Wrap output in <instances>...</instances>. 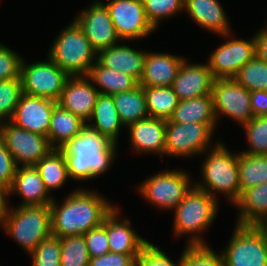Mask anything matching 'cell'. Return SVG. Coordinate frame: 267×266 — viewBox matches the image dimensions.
Returning a JSON list of instances; mask_svg holds the SVG:
<instances>
[{"mask_svg":"<svg viewBox=\"0 0 267 266\" xmlns=\"http://www.w3.org/2000/svg\"><path fill=\"white\" fill-rule=\"evenodd\" d=\"M87 77L99 93L106 95L126 92L134 89L138 85V82L133 77L122 71L108 69L98 61L89 70Z\"/></svg>","mask_w":267,"mask_h":266,"instance_id":"obj_29","label":"cell"},{"mask_svg":"<svg viewBox=\"0 0 267 266\" xmlns=\"http://www.w3.org/2000/svg\"><path fill=\"white\" fill-rule=\"evenodd\" d=\"M86 124L80 117L67 111L58 103L54 106L48 131V140L53 149H61L77 136Z\"/></svg>","mask_w":267,"mask_h":266,"instance_id":"obj_28","label":"cell"},{"mask_svg":"<svg viewBox=\"0 0 267 266\" xmlns=\"http://www.w3.org/2000/svg\"><path fill=\"white\" fill-rule=\"evenodd\" d=\"M60 266H89L90 256L83 235L59 238Z\"/></svg>","mask_w":267,"mask_h":266,"instance_id":"obj_34","label":"cell"},{"mask_svg":"<svg viewBox=\"0 0 267 266\" xmlns=\"http://www.w3.org/2000/svg\"><path fill=\"white\" fill-rule=\"evenodd\" d=\"M234 79L248 91H267V63L256 55L247 62Z\"/></svg>","mask_w":267,"mask_h":266,"instance_id":"obj_35","label":"cell"},{"mask_svg":"<svg viewBox=\"0 0 267 266\" xmlns=\"http://www.w3.org/2000/svg\"><path fill=\"white\" fill-rule=\"evenodd\" d=\"M35 167L50 194L53 189L63 187L69 179L66 158L61 149H52Z\"/></svg>","mask_w":267,"mask_h":266,"instance_id":"obj_31","label":"cell"},{"mask_svg":"<svg viewBox=\"0 0 267 266\" xmlns=\"http://www.w3.org/2000/svg\"><path fill=\"white\" fill-rule=\"evenodd\" d=\"M189 177V174L182 169L163 170L139 184L138 190L151 205L171 211L194 185Z\"/></svg>","mask_w":267,"mask_h":266,"instance_id":"obj_7","label":"cell"},{"mask_svg":"<svg viewBox=\"0 0 267 266\" xmlns=\"http://www.w3.org/2000/svg\"><path fill=\"white\" fill-rule=\"evenodd\" d=\"M46 61L27 63L22 60L20 79L23 93L58 101L70 77L47 56Z\"/></svg>","mask_w":267,"mask_h":266,"instance_id":"obj_9","label":"cell"},{"mask_svg":"<svg viewBox=\"0 0 267 266\" xmlns=\"http://www.w3.org/2000/svg\"><path fill=\"white\" fill-rule=\"evenodd\" d=\"M73 21L97 53L121 41L111 21L108 8L101 0L93 1Z\"/></svg>","mask_w":267,"mask_h":266,"instance_id":"obj_15","label":"cell"},{"mask_svg":"<svg viewBox=\"0 0 267 266\" xmlns=\"http://www.w3.org/2000/svg\"><path fill=\"white\" fill-rule=\"evenodd\" d=\"M87 124L118 144L121 128L125 127L120 120L112 95L99 94Z\"/></svg>","mask_w":267,"mask_h":266,"instance_id":"obj_27","label":"cell"},{"mask_svg":"<svg viewBox=\"0 0 267 266\" xmlns=\"http://www.w3.org/2000/svg\"><path fill=\"white\" fill-rule=\"evenodd\" d=\"M22 55L0 43V80L20 78Z\"/></svg>","mask_w":267,"mask_h":266,"instance_id":"obj_42","label":"cell"},{"mask_svg":"<svg viewBox=\"0 0 267 266\" xmlns=\"http://www.w3.org/2000/svg\"><path fill=\"white\" fill-rule=\"evenodd\" d=\"M203 155L202 181L194 184L216 200L217 193L224 194L234 205L240 197L238 152H230L223 141L218 140Z\"/></svg>","mask_w":267,"mask_h":266,"instance_id":"obj_3","label":"cell"},{"mask_svg":"<svg viewBox=\"0 0 267 266\" xmlns=\"http://www.w3.org/2000/svg\"><path fill=\"white\" fill-rule=\"evenodd\" d=\"M22 94L20 78L0 80V123L11 121Z\"/></svg>","mask_w":267,"mask_h":266,"instance_id":"obj_37","label":"cell"},{"mask_svg":"<svg viewBox=\"0 0 267 266\" xmlns=\"http://www.w3.org/2000/svg\"><path fill=\"white\" fill-rule=\"evenodd\" d=\"M0 227L30 254L40 242L52 236L50 207L11 206L2 218Z\"/></svg>","mask_w":267,"mask_h":266,"instance_id":"obj_5","label":"cell"},{"mask_svg":"<svg viewBox=\"0 0 267 266\" xmlns=\"http://www.w3.org/2000/svg\"><path fill=\"white\" fill-rule=\"evenodd\" d=\"M99 94L87 76H70L57 103L87 123Z\"/></svg>","mask_w":267,"mask_h":266,"instance_id":"obj_17","label":"cell"},{"mask_svg":"<svg viewBox=\"0 0 267 266\" xmlns=\"http://www.w3.org/2000/svg\"><path fill=\"white\" fill-rule=\"evenodd\" d=\"M138 256L108 252L102 256L90 258L89 266H136Z\"/></svg>","mask_w":267,"mask_h":266,"instance_id":"obj_45","label":"cell"},{"mask_svg":"<svg viewBox=\"0 0 267 266\" xmlns=\"http://www.w3.org/2000/svg\"><path fill=\"white\" fill-rule=\"evenodd\" d=\"M218 200L195 184L174 209V236H188V246L208 245L201 234L208 230L218 215Z\"/></svg>","mask_w":267,"mask_h":266,"instance_id":"obj_4","label":"cell"},{"mask_svg":"<svg viewBox=\"0 0 267 266\" xmlns=\"http://www.w3.org/2000/svg\"><path fill=\"white\" fill-rule=\"evenodd\" d=\"M183 56L146 52L143 75L138 84L142 87L171 86L184 61Z\"/></svg>","mask_w":267,"mask_h":266,"instance_id":"obj_22","label":"cell"},{"mask_svg":"<svg viewBox=\"0 0 267 266\" xmlns=\"http://www.w3.org/2000/svg\"><path fill=\"white\" fill-rule=\"evenodd\" d=\"M61 245L57 237L40 242L29 254L32 259V266H60Z\"/></svg>","mask_w":267,"mask_h":266,"instance_id":"obj_40","label":"cell"},{"mask_svg":"<svg viewBox=\"0 0 267 266\" xmlns=\"http://www.w3.org/2000/svg\"><path fill=\"white\" fill-rule=\"evenodd\" d=\"M56 104V101L23 93L11 122L27 131L47 136Z\"/></svg>","mask_w":267,"mask_h":266,"instance_id":"obj_16","label":"cell"},{"mask_svg":"<svg viewBox=\"0 0 267 266\" xmlns=\"http://www.w3.org/2000/svg\"><path fill=\"white\" fill-rule=\"evenodd\" d=\"M211 94L217 124L221 115L230 117L241 126L254 117L251 111L250 91L234 78L215 79Z\"/></svg>","mask_w":267,"mask_h":266,"instance_id":"obj_13","label":"cell"},{"mask_svg":"<svg viewBox=\"0 0 267 266\" xmlns=\"http://www.w3.org/2000/svg\"><path fill=\"white\" fill-rule=\"evenodd\" d=\"M149 117L169 120L179 99L171 86L143 87Z\"/></svg>","mask_w":267,"mask_h":266,"instance_id":"obj_32","label":"cell"},{"mask_svg":"<svg viewBox=\"0 0 267 266\" xmlns=\"http://www.w3.org/2000/svg\"><path fill=\"white\" fill-rule=\"evenodd\" d=\"M117 147L107 136L86 123L80 133L61 148L69 178L87 181L100 177L112 166Z\"/></svg>","mask_w":267,"mask_h":266,"instance_id":"obj_2","label":"cell"},{"mask_svg":"<svg viewBox=\"0 0 267 266\" xmlns=\"http://www.w3.org/2000/svg\"><path fill=\"white\" fill-rule=\"evenodd\" d=\"M182 252V266H224L223 256L209 245L185 246Z\"/></svg>","mask_w":267,"mask_h":266,"instance_id":"obj_39","label":"cell"},{"mask_svg":"<svg viewBox=\"0 0 267 266\" xmlns=\"http://www.w3.org/2000/svg\"><path fill=\"white\" fill-rule=\"evenodd\" d=\"M251 111L253 116L267 115V91L254 90L250 92Z\"/></svg>","mask_w":267,"mask_h":266,"instance_id":"obj_46","label":"cell"},{"mask_svg":"<svg viewBox=\"0 0 267 266\" xmlns=\"http://www.w3.org/2000/svg\"><path fill=\"white\" fill-rule=\"evenodd\" d=\"M240 194L267 182V155L238 153Z\"/></svg>","mask_w":267,"mask_h":266,"instance_id":"obj_33","label":"cell"},{"mask_svg":"<svg viewBox=\"0 0 267 266\" xmlns=\"http://www.w3.org/2000/svg\"><path fill=\"white\" fill-rule=\"evenodd\" d=\"M264 233L267 242V222L258 226Z\"/></svg>","mask_w":267,"mask_h":266,"instance_id":"obj_49","label":"cell"},{"mask_svg":"<svg viewBox=\"0 0 267 266\" xmlns=\"http://www.w3.org/2000/svg\"><path fill=\"white\" fill-rule=\"evenodd\" d=\"M50 203L51 233L57 238L77 236L100 226L115 205L94 190L79 188L70 192L61 205Z\"/></svg>","mask_w":267,"mask_h":266,"instance_id":"obj_1","label":"cell"},{"mask_svg":"<svg viewBox=\"0 0 267 266\" xmlns=\"http://www.w3.org/2000/svg\"><path fill=\"white\" fill-rule=\"evenodd\" d=\"M90 258L110 252L107 239V216L103 223L83 234Z\"/></svg>","mask_w":267,"mask_h":266,"instance_id":"obj_41","label":"cell"},{"mask_svg":"<svg viewBox=\"0 0 267 266\" xmlns=\"http://www.w3.org/2000/svg\"><path fill=\"white\" fill-rule=\"evenodd\" d=\"M136 266H182V254L176 263L163 250L149 242L136 259Z\"/></svg>","mask_w":267,"mask_h":266,"instance_id":"obj_43","label":"cell"},{"mask_svg":"<svg viewBox=\"0 0 267 266\" xmlns=\"http://www.w3.org/2000/svg\"><path fill=\"white\" fill-rule=\"evenodd\" d=\"M47 56L69 76H87L97 61V52L74 21L57 35Z\"/></svg>","mask_w":267,"mask_h":266,"instance_id":"obj_6","label":"cell"},{"mask_svg":"<svg viewBox=\"0 0 267 266\" xmlns=\"http://www.w3.org/2000/svg\"><path fill=\"white\" fill-rule=\"evenodd\" d=\"M118 206L107 215V239L110 252L129 255H140L141 250L149 243L132 227L129 218H120Z\"/></svg>","mask_w":267,"mask_h":266,"instance_id":"obj_19","label":"cell"},{"mask_svg":"<svg viewBox=\"0 0 267 266\" xmlns=\"http://www.w3.org/2000/svg\"><path fill=\"white\" fill-rule=\"evenodd\" d=\"M0 135L17 167L35 166L53 149L47 136L27 131L11 121L0 123Z\"/></svg>","mask_w":267,"mask_h":266,"instance_id":"obj_11","label":"cell"},{"mask_svg":"<svg viewBox=\"0 0 267 266\" xmlns=\"http://www.w3.org/2000/svg\"><path fill=\"white\" fill-rule=\"evenodd\" d=\"M105 5L121 41H138L156 30L147 19L142 0H109Z\"/></svg>","mask_w":267,"mask_h":266,"instance_id":"obj_14","label":"cell"},{"mask_svg":"<svg viewBox=\"0 0 267 266\" xmlns=\"http://www.w3.org/2000/svg\"><path fill=\"white\" fill-rule=\"evenodd\" d=\"M221 251L224 266H267V242L258 226L235 225Z\"/></svg>","mask_w":267,"mask_h":266,"instance_id":"obj_8","label":"cell"},{"mask_svg":"<svg viewBox=\"0 0 267 266\" xmlns=\"http://www.w3.org/2000/svg\"><path fill=\"white\" fill-rule=\"evenodd\" d=\"M9 197L19 195L22 201L17 206L50 205L53 201L35 166L17 167Z\"/></svg>","mask_w":267,"mask_h":266,"instance_id":"obj_21","label":"cell"},{"mask_svg":"<svg viewBox=\"0 0 267 266\" xmlns=\"http://www.w3.org/2000/svg\"><path fill=\"white\" fill-rule=\"evenodd\" d=\"M232 32L221 35L227 38L208 58V66L216 79L234 78L239 70L256 55L255 35L249 40L232 38ZM229 38V39H228Z\"/></svg>","mask_w":267,"mask_h":266,"instance_id":"obj_12","label":"cell"},{"mask_svg":"<svg viewBox=\"0 0 267 266\" xmlns=\"http://www.w3.org/2000/svg\"><path fill=\"white\" fill-rule=\"evenodd\" d=\"M147 19L157 29L161 20L184 11V0H142Z\"/></svg>","mask_w":267,"mask_h":266,"instance_id":"obj_38","label":"cell"},{"mask_svg":"<svg viewBox=\"0 0 267 266\" xmlns=\"http://www.w3.org/2000/svg\"><path fill=\"white\" fill-rule=\"evenodd\" d=\"M242 127L249 149L241 153L267 155V115L255 116Z\"/></svg>","mask_w":267,"mask_h":266,"instance_id":"obj_36","label":"cell"},{"mask_svg":"<svg viewBox=\"0 0 267 266\" xmlns=\"http://www.w3.org/2000/svg\"><path fill=\"white\" fill-rule=\"evenodd\" d=\"M169 120L182 124L190 122L207 124L213 131H216L217 120L213 108L212 94L179 101Z\"/></svg>","mask_w":267,"mask_h":266,"instance_id":"obj_26","label":"cell"},{"mask_svg":"<svg viewBox=\"0 0 267 266\" xmlns=\"http://www.w3.org/2000/svg\"><path fill=\"white\" fill-rule=\"evenodd\" d=\"M255 40L256 56L267 63V23L255 34Z\"/></svg>","mask_w":267,"mask_h":266,"instance_id":"obj_47","label":"cell"},{"mask_svg":"<svg viewBox=\"0 0 267 266\" xmlns=\"http://www.w3.org/2000/svg\"><path fill=\"white\" fill-rule=\"evenodd\" d=\"M214 131L207 124L166 121L164 156L195 157L211 148Z\"/></svg>","mask_w":267,"mask_h":266,"instance_id":"obj_10","label":"cell"},{"mask_svg":"<svg viewBox=\"0 0 267 266\" xmlns=\"http://www.w3.org/2000/svg\"><path fill=\"white\" fill-rule=\"evenodd\" d=\"M215 77L208 63H193L185 59L171 85L180 101L212 93Z\"/></svg>","mask_w":267,"mask_h":266,"instance_id":"obj_18","label":"cell"},{"mask_svg":"<svg viewBox=\"0 0 267 266\" xmlns=\"http://www.w3.org/2000/svg\"><path fill=\"white\" fill-rule=\"evenodd\" d=\"M9 191L0 184V222L8 210Z\"/></svg>","mask_w":267,"mask_h":266,"instance_id":"obj_48","label":"cell"},{"mask_svg":"<svg viewBox=\"0 0 267 266\" xmlns=\"http://www.w3.org/2000/svg\"><path fill=\"white\" fill-rule=\"evenodd\" d=\"M112 98L125 128L149 117L144 88L139 84L132 90L113 94Z\"/></svg>","mask_w":267,"mask_h":266,"instance_id":"obj_30","label":"cell"},{"mask_svg":"<svg viewBox=\"0 0 267 266\" xmlns=\"http://www.w3.org/2000/svg\"><path fill=\"white\" fill-rule=\"evenodd\" d=\"M239 211L237 225L259 226L267 222V182L241 192L234 204Z\"/></svg>","mask_w":267,"mask_h":266,"instance_id":"obj_25","label":"cell"},{"mask_svg":"<svg viewBox=\"0 0 267 266\" xmlns=\"http://www.w3.org/2000/svg\"><path fill=\"white\" fill-rule=\"evenodd\" d=\"M184 12L201 28L219 36L230 33V23L219 0H184Z\"/></svg>","mask_w":267,"mask_h":266,"instance_id":"obj_24","label":"cell"},{"mask_svg":"<svg viewBox=\"0 0 267 266\" xmlns=\"http://www.w3.org/2000/svg\"><path fill=\"white\" fill-rule=\"evenodd\" d=\"M16 169L17 165L0 135V184L8 190L12 186Z\"/></svg>","mask_w":267,"mask_h":266,"instance_id":"obj_44","label":"cell"},{"mask_svg":"<svg viewBox=\"0 0 267 266\" xmlns=\"http://www.w3.org/2000/svg\"><path fill=\"white\" fill-rule=\"evenodd\" d=\"M131 148L135 153H156L164 156L166 121L147 117L129 125Z\"/></svg>","mask_w":267,"mask_h":266,"instance_id":"obj_20","label":"cell"},{"mask_svg":"<svg viewBox=\"0 0 267 266\" xmlns=\"http://www.w3.org/2000/svg\"><path fill=\"white\" fill-rule=\"evenodd\" d=\"M146 51H138L129 45L116 44L97 53V61L114 71H122L137 82L143 75Z\"/></svg>","mask_w":267,"mask_h":266,"instance_id":"obj_23","label":"cell"}]
</instances>
